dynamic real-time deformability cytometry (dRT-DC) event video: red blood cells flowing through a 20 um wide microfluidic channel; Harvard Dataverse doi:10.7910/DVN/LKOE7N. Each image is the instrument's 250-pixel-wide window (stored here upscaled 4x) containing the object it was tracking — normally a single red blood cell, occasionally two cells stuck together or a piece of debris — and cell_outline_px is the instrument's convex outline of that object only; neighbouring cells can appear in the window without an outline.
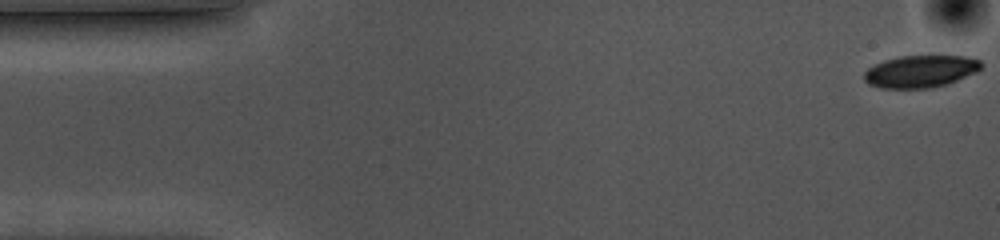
{"species": "common noctule bat (a hibernating species)", "species_latin": "Nyctalus noctula", "temperature_condition": "cold", "stored_images_in_passage": 55, "camera_frame_rate_fps": 3000, "um_per_image_px": 0.085, "animal": {"sex": "female", "body_mass_g": 10.0, "forearm_length_mm": 53.1}, "frame": {"image": 1, "passage_image": 1, "time_ms": 0.0, "image_size_px": [1000, 240], "cell_outline_px": [[984, 64], [976, 72], [956, 80], [932, 88], [880, 88], [868, 84], [864, 80], [864, 72], [868, 68], [884, 60], [900, 56], [964, 56], [980, 60]], "centroid_in_image_um": [78.22, 6.06], "position_along_channel_um": 6.8, "area_um2": 21.85}}
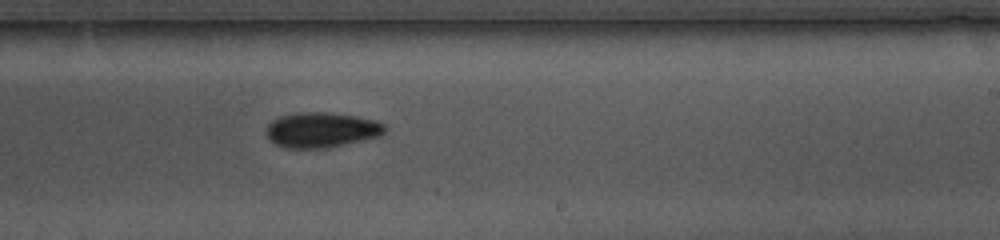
{"frame": {"image": 2, "passage_image": 32, "time_ms": 10.333, "image_size_px": [1000, 240], "cell_outline_px": [[384, 132], [380, 136], [324, 148], [284, 148], [268, 140], [264, 132], [268, 124], [272, 120], [280, 116], [300, 112], [324, 112], [356, 116], [376, 120], [384, 124]], "centroid_in_image_um": [27.26, 11.04], "position_along_channel_um": 261.7, "area_um2": 24.28}}
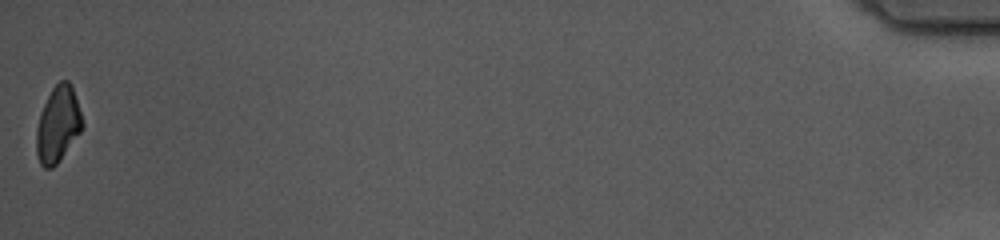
{"frame": {"image": 3, "passage_image": 55, "time_ms": 18.0, "image_size_px": [1000, 240], "cell_outline_px": [[84, 124], [80, 132], [60, 160], [52, 168], [44, 168], [40, 164], [36, 156], [36, 128], [40, 112], [52, 88], [60, 80], [68, 80], [72, 88]], "centroid_in_image_um": [4.89, 10.6], "position_along_channel_um": 430.3, "area_um2": 20.17}, "authors_computed_cell_mechanics": {"area_um2": 23.12, "velocity_mm_per_s": 3.5719, "shape_relaxation_time_tau1_ms": 3.0095, "shape_relaxation_time_tau2_ms": null, "deformation_change_tau1": 0.1161, "deformation_change_tau2": null}}